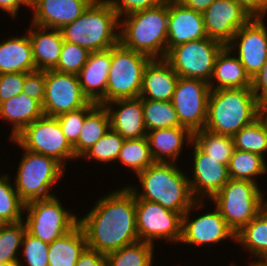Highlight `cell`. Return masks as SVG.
I'll list each match as a JSON object with an SVG mask.
<instances>
[{"label":"cell","mask_w":267,"mask_h":266,"mask_svg":"<svg viewBox=\"0 0 267 266\" xmlns=\"http://www.w3.org/2000/svg\"><path fill=\"white\" fill-rule=\"evenodd\" d=\"M93 204L86 215L78 217L87 247L107 255L139 241L135 195L127 185L113 188Z\"/></svg>","instance_id":"cell-1"},{"label":"cell","mask_w":267,"mask_h":266,"mask_svg":"<svg viewBox=\"0 0 267 266\" xmlns=\"http://www.w3.org/2000/svg\"><path fill=\"white\" fill-rule=\"evenodd\" d=\"M180 168L174 162H154L136 175L140 185L133 183L127 186L135 199L156 202L183 215L196 199L190 191L188 172Z\"/></svg>","instance_id":"cell-2"},{"label":"cell","mask_w":267,"mask_h":266,"mask_svg":"<svg viewBox=\"0 0 267 266\" xmlns=\"http://www.w3.org/2000/svg\"><path fill=\"white\" fill-rule=\"evenodd\" d=\"M169 0L150 9L120 17L119 42L151 59L167 55Z\"/></svg>","instance_id":"cell-3"},{"label":"cell","mask_w":267,"mask_h":266,"mask_svg":"<svg viewBox=\"0 0 267 266\" xmlns=\"http://www.w3.org/2000/svg\"><path fill=\"white\" fill-rule=\"evenodd\" d=\"M259 117V102L252 88L211 90L204 129L233 136Z\"/></svg>","instance_id":"cell-4"},{"label":"cell","mask_w":267,"mask_h":266,"mask_svg":"<svg viewBox=\"0 0 267 266\" xmlns=\"http://www.w3.org/2000/svg\"><path fill=\"white\" fill-rule=\"evenodd\" d=\"M60 30L66 42L90 52L107 50L119 43L120 18L104 0H94L82 15Z\"/></svg>","instance_id":"cell-5"},{"label":"cell","mask_w":267,"mask_h":266,"mask_svg":"<svg viewBox=\"0 0 267 266\" xmlns=\"http://www.w3.org/2000/svg\"><path fill=\"white\" fill-rule=\"evenodd\" d=\"M9 141L23 150L13 180L19 198L26 204L56 195L53 189L66 175V168L52 157L24 149L14 138Z\"/></svg>","instance_id":"cell-6"},{"label":"cell","mask_w":267,"mask_h":266,"mask_svg":"<svg viewBox=\"0 0 267 266\" xmlns=\"http://www.w3.org/2000/svg\"><path fill=\"white\" fill-rule=\"evenodd\" d=\"M260 187L249 180L230 179L208 202L213 203L237 234L266 207V193Z\"/></svg>","instance_id":"cell-7"},{"label":"cell","mask_w":267,"mask_h":266,"mask_svg":"<svg viewBox=\"0 0 267 266\" xmlns=\"http://www.w3.org/2000/svg\"><path fill=\"white\" fill-rule=\"evenodd\" d=\"M61 196L33 200L25 204L23 221L27 232L51 244L78 224L79 213L63 206Z\"/></svg>","instance_id":"cell-8"},{"label":"cell","mask_w":267,"mask_h":266,"mask_svg":"<svg viewBox=\"0 0 267 266\" xmlns=\"http://www.w3.org/2000/svg\"><path fill=\"white\" fill-rule=\"evenodd\" d=\"M151 58L124 47L120 42L111 48L106 103L140 97L143 72Z\"/></svg>","instance_id":"cell-9"},{"label":"cell","mask_w":267,"mask_h":266,"mask_svg":"<svg viewBox=\"0 0 267 266\" xmlns=\"http://www.w3.org/2000/svg\"><path fill=\"white\" fill-rule=\"evenodd\" d=\"M24 149L56 159L65 168L79 161L56 117L43 115L26 126L15 138Z\"/></svg>","instance_id":"cell-10"},{"label":"cell","mask_w":267,"mask_h":266,"mask_svg":"<svg viewBox=\"0 0 267 266\" xmlns=\"http://www.w3.org/2000/svg\"><path fill=\"white\" fill-rule=\"evenodd\" d=\"M224 47L223 43L207 37L172 47L164 59L179 77L209 83L216 58Z\"/></svg>","instance_id":"cell-11"},{"label":"cell","mask_w":267,"mask_h":266,"mask_svg":"<svg viewBox=\"0 0 267 266\" xmlns=\"http://www.w3.org/2000/svg\"><path fill=\"white\" fill-rule=\"evenodd\" d=\"M136 230L140 241L157 246L155 242L180 243L182 215L159 203L135 199ZM160 240V241H159Z\"/></svg>","instance_id":"cell-12"},{"label":"cell","mask_w":267,"mask_h":266,"mask_svg":"<svg viewBox=\"0 0 267 266\" xmlns=\"http://www.w3.org/2000/svg\"><path fill=\"white\" fill-rule=\"evenodd\" d=\"M206 203L207 201L205 202V200H196L182 215L181 246L187 244V246L198 247L199 245L209 248L226 240L235 243V233L228 227L225 219L215 206L212 208L213 211L206 210L208 211L207 213L198 214L199 216L197 215L196 217L193 216L192 213L203 211L202 208L204 209L205 205L208 209Z\"/></svg>","instance_id":"cell-13"},{"label":"cell","mask_w":267,"mask_h":266,"mask_svg":"<svg viewBox=\"0 0 267 266\" xmlns=\"http://www.w3.org/2000/svg\"><path fill=\"white\" fill-rule=\"evenodd\" d=\"M210 92L206 81L184 77L177 81L171 102L180 124L192 133L205 127Z\"/></svg>","instance_id":"cell-14"},{"label":"cell","mask_w":267,"mask_h":266,"mask_svg":"<svg viewBox=\"0 0 267 266\" xmlns=\"http://www.w3.org/2000/svg\"><path fill=\"white\" fill-rule=\"evenodd\" d=\"M89 103L76 74L45 71V95L42 103L45 116L56 117L86 107Z\"/></svg>","instance_id":"cell-15"},{"label":"cell","mask_w":267,"mask_h":266,"mask_svg":"<svg viewBox=\"0 0 267 266\" xmlns=\"http://www.w3.org/2000/svg\"><path fill=\"white\" fill-rule=\"evenodd\" d=\"M264 20V17H252L226 45L236 54L251 79L267 61V22Z\"/></svg>","instance_id":"cell-16"},{"label":"cell","mask_w":267,"mask_h":266,"mask_svg":"<svg viewBox=\"0 0 267 266\" xmlns=\"http://www.w3.org/2000/svg\"><path fill=\"white\" fill-rule=\"evenodd\" d=\"M192 174H188L192 196L196 200H210L229 180L228 165L204 153L193 141L190 146Z\"/></svg>","instance_id":"cell-17"},{"label":"cell","mask_w":267,"mask_h":266,"mask_svg":"<svg viewBox=\"0 0 267 266\" xmlns=\"http://www.w3.org/2000/svg\"><path fill=\"white\" fill-rule=\"evenodd\" d=\"M202 14L207 37L225 46L252 18L238 0H215Z\"/></svg>","instance_id":"cell-18"},{"label":"cell","mask_w":267,"mask_h":266,"mask_svg":"<svg viewBox=\"0 0 267 266\" xmlns=\"http://www.w3.org/2000/svg\"><path fill=\"white\" fill-rule=\"evenodd\" d=\"M94 0H30V23L61 29L82 15Z\"/></svg>","instance_id":"cell-19"},{"label":"cell","mask_w":267,"mask_h":266,"mask_svg":"<svg viewBox=\"0 0 267 266\" xmlns=\"http://www.w3.org/2000/svg\"><path fill=\"white\" fill-rule=\"evenodd\" d=\"M207 38L202 12L169 0L167 52L182 43Z\"/></svg>","instance_id":"cell-20"},{"label":"cell","mask_w":267,"mask_h":266,"mask_svg":"<svg viewBox=\"0 0 267 266\" xmlns=\"http://www.w3.org/2000/svg\"><path fill=\"white\" fill-rule=\"evenodd\" d=\"M110 117V128L124 139L146 137L141 97L119 99L104 104Z\"/></svg>","instance_id":"cell-21"},{"label":"cell","mask_w":267,"mask_h":266,"mask_svg":"<svg viewBox=\"0 0 267 266\" xmlns=\"http://www.w3.org/2000/svg\"><path fill=\"white\" fill-rule=\"evenodd\" d=\"M111 66V48L90 52L87 62L77 74L83 94L90 102L106 104V89Z\"/></svg>","instance_id":"cell-22"},{"label":"cell","mask_w":267,"mask_h":266,"mask_svg":"<svg viewBox=\"0 0 267 266\" xmlns=\"http://www.w3.org/2000/svg\"><path fill=\"white\" fill-rule=\"evenodd\" d=\"M146 138L155 162H174L193 141V133L186 127H170L148 131ZM179 157V158H178Z\"/></svg>","instance_id":"cell-23"},{"label":"cell","mask_w":267,"mask_h":266,"mask_svg":"<svg viewBox=\"0 0 267 266\" xmlns=\"http://www.w3.org/2000/svg\"><path fill=\"white\" fill-rule=\"evenodd\" d=\"M28 33L36 70L48 71L57 67L64 43L60 29L40 27L29 22Z\"/></svg>","instance_id":"cell-24"},{"label":"cell","mask_w":267,"mask_h":266,"mask_svg":"<svg viewBox=\"0 0 267 266\" xmlns=\"http://www.w3.org/2000/svg\"><path fill=\"white\" fill-rule=\"evenodd\" d=\"M179 76L165 59H151L143 72L142 99L171 101Z\"/></svg>","instance_id":"cell-25"},{"label":"cell","mask_w":267,"mask_h":266,"mask_svg":"<svg viewBox=\"0 0 267 266\" xmlns=\"http://www.w3.org/2000/svg\"><path fill=\"white\" fill-rule=\"evenodd\" d=\"M37 71L28 33L0 40V74Z\"/></svg>","instance_id":"cell-26"},{"label":"cell","mask_w":267,"mask_h":266,"mask_svg":"<svg viewBox=\"0 0 267 266\" xmlns=\"http://www.w3.org/2000/svg\"><path fill=\"white\" fill-rule=\"evenodd\" d=\"M209 87L211 90L252 87V79L238 57L227 46L216 58Z\"/></svg>","instance_id":"cell-27"},{"label":"cell","mask_w":267,"mask_h":266,"mask_svg":"<svg viewBox=\"0 0 267 266\" xmlns=\"http://www.w3.org/2000/svg\"><path fill=\"white\" fill-rule=\"evenodd\" d=\"M43 115L42 105L23 92L0 103V119L12 126L9 139L15 138L26 126Z\"/></svg>","instance_id":"cell-28"},{"label":"cell","mask_w":267,"mask_h":266,"mask_svg":"<svg viewBox=\"0 0 267 266\" xmlns=\"http://www.w3.org/2000/svg\"><path fill=\"white\" fill-rule=\"evenodd\" d=\"M235 243L251 255L248 264L267 258V206L235 234Z\"/></svg>","instance_id":"cell-29"},{"label":"cell","mask_w":267,"mask_h":266,"mask_svg":"<svg viewBox=\"0 0 267 266\" xmlns=\"http://www.w3.org/2000/svg\"><path fill=\"white\" fill-rule=\"evenodd\" d=\"M86 247L84 231L77 224L71 231L49 244L48 266H76Z\"/></svg>","instance_id":"cell-30"},{"label":"cell","mask_w":267,"mask_h":266,"mask_svg":"<svg viewBox=\"0 0 267 266\" xmlns=\"http://www.w3.org/2000/svg\"><path fill=\"white\" fill-rule=\"evenodd\" d=\"M110 129V117L104 105H97L84 120L77 143L73 146L75 156L80 158Z\"/></svg>","instance_id":"cell-31"},{"label":"cell","mask_w":267,"mask_h":266,"mask_svg":"<svg viewBox=\"0 0 267 266\" xmlns=\"http://www.w3.org/2000/svg\"><path fill=\"white\" fill-rule=\"evenodd\" d=\"M228 173L230 179L249 180L259 184V177L267 175V158L234 149L228 164Z\"/></svg>","instance_id":"cell-32"},{"label":"cell","mask_w":267,"mask_h":266,"mask_svg":"<svg viewBox=\"0 0 267 266\" xmlns=\"http://www.w3.org/2000/svg\"><path fill=\"white\" fill-rule=\"evenodd\" d=\"M155 248L139 240L107 254V266H154Z\"/></svg>","instance_id":"cell-33"},{"label":"cell","mask_w":267,"mask_h":266,"mask_svg":"<svg viewBox=\"0 0 267 266\" xmlns=\"http://www.w3.org/2000/svg\"><path fill=\"white\" fill-rule=\"evenodd\" d=\"M117 162L126 169L128 167L135 176L153 164L155 161L151 155L147 138L125 139Z\"/></svg>","instance_id":"cell-34"},{"label":"cell","mask_w":267,"mask_h":266,"mask_svg":"<svg viewBox=\"0 0 267 266\" xmlns=\"http://www.w3.org/2000/svg\"><path fill=\"white\" fill-rule=\"evenodd\" d=\"M12 176L0 171V225L23 221L25 203L19 198Z\"/></svg>","instance_id":"cell-35"},{"label":"cell","mask_w":267,"mask_h":266,"mask_svg":"<svg viewBox=\"0 0 267 266\" xmlns=\"http://www.w3.org/2000/svg\"><path fill=\"white\" fill-rule=\"evenodd\" d=\"M193 142L207 155L218 159V162L228 165L235 149L233 138L210 132L206 129L193 133Z\"/></svg>","instance_id":"cell-36"},{"label":"cell","mask_w":267,"mask_h":266,"mask_svg":"<svg viewBox=\"0 0 267 266\" xmlns=\"http://www.w3.org/2000/svg\"><path fill=\"white\" fill-rule=\"evenodd\" d=\"M146 130L181 127L171 101L142 99Z\"/></svg>","instance_id":"cell-37"},{"label":"cell","mask_w":267,"mask_h":266,"mask_svg":"<svg viewBox=\"0 0 267 266\" xmlns=\"http://www.w3.org/2000/svg\"><path fill=\"white\" fill-rule=\"evenodd\" d=\"M232 138L235 149L252 152L266 158L267 126L260 117L244 126Z\"/></svg>","instance_id":"cell-38"},{"label":"cell","mask_w":267,"mask_h":266,"mask_svg":"<svg viewBox=\"0 0 267 266\" xmlns=\"http://www.w3.org/2000/svg\"><path fill=\"white\" fill-rule=\"evenodd\" d=\"M26 231L24 221L2 226L0 230V264L17 265Z\"/></svg>","instance_id":"cell-39"},{"label":"cell","mask_w":267,"mask_h":266,"mask_svg":"<svg viewBox=\"0 0 267 266\" xmlns=\"http://www.w3.org/2000/svg\"><path fill=\"white\" fill-rule=\"evenodd\" d=\"M124 140L119 133L110 128L80 159L93 163L100 162L101 165L115 164Z\"/></svg>","instance_id":"cell-40"},{"label":"cell","mask_w":267,"mask_h":266,"mask_svg":"<svg viewBox=\"0 0 267 266\" xmlns=\"http://www.w3.org/2000/svg\"><path fill=\"white\" fill-rule=\"evenodd\" d=\"M49 244L29 234L27 231L23 237L18 266H48Z\"/></svg>","instance_id":"cell-41"},{"label":"cell","mask_w":267,"mask_h":266,"mask_svg":"<svg viewBox=\"0 0 267 266\" xmlns=\"http://www.w3.org/2000/svg\"><path fill=\"white\" fill-rule=\"evenodd\" d=\"M90 51L77 44L64 41L57 67L58 72L78 74L87 62Z\"/></svg>","instance_id":"cell-42"},{"label":"cell","mask_w":267,"mask_h":266,"mask_svg":"<svg viewBox=\"0 0 267 266\" xmlns=\"http://www.w3.org/2000/svg\"><path fill=\"white\" fill-rule=\"evenodd\" d=\"M97 105V103L90 102L86 107L70 112H65L56 116L64 136L72 147L78 141V137L83 127L85 117Z\"/></svg>","instance_id":"cell-43"},{"label":"cell","mask_w":267,"mask_h":266,"mask_svg":"<svg viewBox=\"0 0 267 266\" xmlns=\"http://www.w3.org/2000/svg\"><path fill=\"white\" fill-rule=\"evenodd\" d=\"M120 17L136 11L154 8L165 0H104Z\"/></svg>","instance_id":"cell-44"},{"label":"cell","mask_w":267,"mask_h":266,"mask_svg":"<svg viewBox=\"0 0 267 266\" xmlns=\"http://www.w3.org/2000/svg\"><path fill=\"white\" fill-rule=\"evenodd\" d=\"M25 73L0 74V103L23 91Z\"/></svg>","instance_id":"cell-45"},{"label":"cell","mask_w":267,"mask_h":266,"mask_svg":"<svg viewBox=\"0 0 267 266\" xmlns=\"http://www.w3.org/2000/svg\"><path fill=\"white\" fill-rule=\"evenodd\" d=\"M22 92L42 105L45 95V71L37 70L25 73V83Z\"/></svg>","instance_id":"cell-46"},{"label":"cell","mask_w":267,"mask_h":266,"mask_svg":"<svg viewBox=\"0 0 267 266\" xmlns=\"http://www.w3.org/2000/svg\"><path fill=\"white\" fill-rule=\"evenodd\" d=\"M76 266H107L106 255L86 247L80 254Z\"/></svg>","instance_id":"cell-47"},{"label":"cell","mask_w":267,"mask_h":266,"mask_svg":"<svg viewBox=\"0 0 267 266\" xmlns=\"http://www.w3.org/2000/svg\"><path fill=\"white\" fill-rule=\"evenodd\" d=\"M251 88L258 102L267 98V61L261 67L258 74L252 79Z\"/></svg>","instance_id":"cell-48"},{"label":"cell","mask_w":267,"mask_h":266,"mask_svg":"<svg viewBox=\"0 0 267 266\" xmlns=\"http://www.w3.org/2000/svg\"><path fill=\"white\" fill-rule=\"evenodd\" d=\"M22 6L30 8V0H0V11L7 13L12 20L18 19Z\"/></svg>","instance_id":"cell-49"},{"label":"cell","mask_w":267,"mask_h":266,"mask_svg":"<svg viewBox=\"0 0 267 266\" xmlns=\"http://www.w3.org/2000/svg\"><path fill=\"white\" fill-rule=\"evenodd\" d=\"M252 17H266L267 0H238Z\"/></svg>","instance_id":"cell-50"},{"label":"cell","mask_w":267,"mask_h":266,"mask_svg":"<svg viewBox=\"0 0 267 266\" xmlns=\"http://www.w3.org/2000/svg\"><path fill=\"white\" fill-rule=\"evenodd\" d=\"M183 6L198 12H204L215 0H177Z\"/></svg>","instance_id":"cell-51"},{"label":"cell","mask_w":267,"mask_h":266,"mask_svg":"<svg viewBox=\"0 0 267 266\" xmlns=\"http://www.w3.org/2000/svg\"><path fill=\"white\" fill-rule=\"evenodd\" d=\"M259 117L263 120L267 126V98L259 102Z\"/></svg>","instance_id":"cell-52"},{"label":"cell","mask_w":267,"mask_h":266,"mask_svg":"<svg viewBox=\"0 0 267 266\" xmlns=\"http://www.w3.org/2000/svg\"><path fill=\"white\" fill-rule=\"evenodd\" d=\"M255 266H267V258L259 260L255 263Z\"/></svg>","instance_id":"cell-53"},{"label":"cell","mask_w":267,"mask_h":266,"mask_svg":"<svg viewBox=\"0 0 267 266\" xmlns=\"http://www.w3.org/2000/svg\"><path fill=\"white\" fill-rule=\"evenodd\" d=\"M239 266V264H236L235 262H234V264L232 263V264H229L228 266ZM249 266H255V264H249Z\"/></svg>","instance_id":"cell-54"},{"label":"cell","mask_w":267,"mask_h":266,"mask_svg":"<svg viewBox=\"0 0 267 266\" xmlns=\"http://www.w3.org/2000/svg\"><path fill=\"white\" fill-rule=\"evenodd\" d=\"M0 266H18V265H3V264H0Z\"/></svg>","instance_id":"cell-55"}]
</instances>
